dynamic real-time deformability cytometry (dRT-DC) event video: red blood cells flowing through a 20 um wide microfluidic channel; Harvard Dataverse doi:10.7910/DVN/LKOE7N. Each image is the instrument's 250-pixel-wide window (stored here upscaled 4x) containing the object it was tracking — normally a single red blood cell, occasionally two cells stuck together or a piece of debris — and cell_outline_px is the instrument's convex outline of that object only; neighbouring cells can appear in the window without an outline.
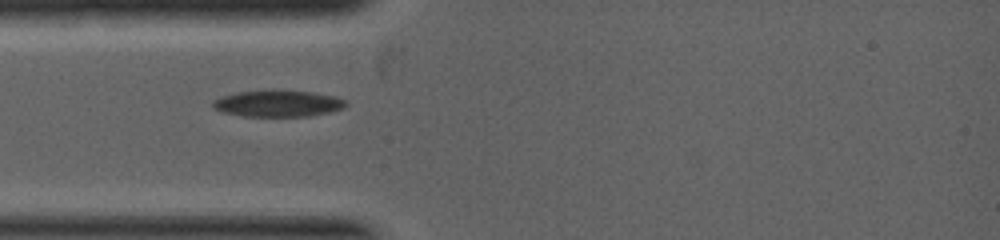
{"species": "common noctule bat (a hibernating species)", "species_latin": "Nyctalus noctula", "temperature_condition": "warm", "stored_images_in_passage": 6, "camera_frame_rate_fps": 5000, "um_per_image_px": 0.085, "animal": {"sex": "female", "body_mass_g": 19.0, "forearm_length_mm": 53.3}, "frame": {"image": 1, "passage_image": 1, "time_ms": 0.0, "image_size_px": [1000, 240], "cell_outline_px": [[348, 104], [344, 108], [328, 112], [308, 116], [244, 116], [220, 112], [212, 108], [212, 100], [220, 96], [236, 92], [272, 88], [312, 92], [332, 96], [344, 100]], "centroid_in_image_um": [23.54, 8.77], "position_along_channel_um": 61.5, "area_um2": 21.04}}
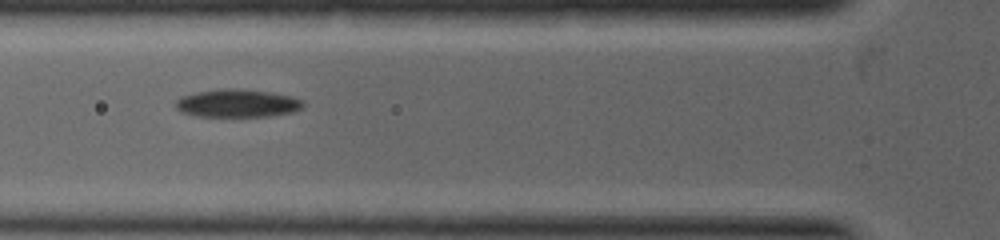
{"frame": {"image": 2, "passage_image": 3, "time_ms": 0.6, "image_size_px": [1000, 240], "cell_outline_px": [[304, 108], [292, 112], [268, 116], [196, 116], [180, 112], [176, 108], [176, 100], [180, 96], [196, 92], [216, 88], [244, 88], [272, 92], [292, 96], [304, 100]], "centroid_in_image_um": [20.18, 8.76], "position_along_channel_um": 105.6, "area_um2": 21.21}}
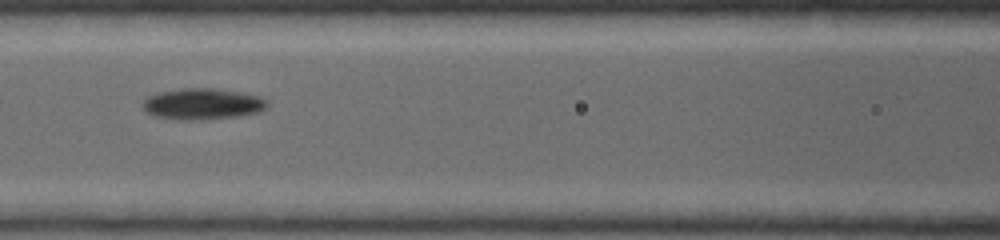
{"frame": {"image": 3, "passage_image": 5, "time_ms": 1.2, "image_size_px": [1000, 240], "cell_outline_px": [[268, 108], [260, 112], [236, 116], [200, 120], [184, 120], [152, 116], [140, 108], [140, 104], [148, 96], [160, 92], [180, 88], [212, 88], [240, 92], [260, 96], [268, 100]], "centroid_in_image_um": [17.19, 8.84], "position_along_channel_um": 149.4, "area_um2": 22.95}}